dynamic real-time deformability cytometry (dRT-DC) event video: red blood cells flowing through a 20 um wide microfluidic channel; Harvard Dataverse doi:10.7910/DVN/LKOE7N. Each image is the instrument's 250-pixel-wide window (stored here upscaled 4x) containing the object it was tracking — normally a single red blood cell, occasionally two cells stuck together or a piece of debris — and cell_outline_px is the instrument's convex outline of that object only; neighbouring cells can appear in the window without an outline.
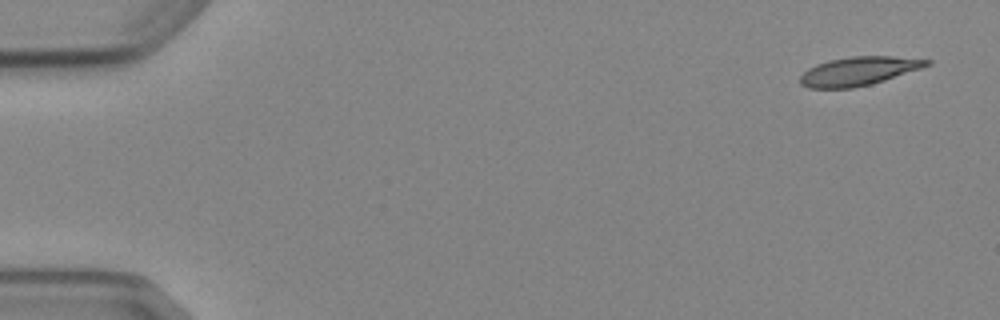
{"species": "Egyptian fruit bat (a non-hibernating species)", "species_latin": "Rousettus aegyptiacus", "temperature_condition": "cold", "stored_images_in_passage": 4, "camera_frame_rate_fps": 3000, "um_per_image_px": 0.085, "animal": {"sex": "female"}, "frame": {"image": 1, "passage_image": 1, "time_ms": 0.0, "image_size_px": [1000, 320], "cell_outline_px": [[932, 64], [872, 84], [852, 88], [808, 88], [800, 84], [800, 76], [808, 68], [816, 64], [828, 60], [852, 56], [892, 56], [932, 60]], "centroid_in_image_um": [72.96, 6.04], "position_along_channel_um": 12.0, "area_um2": 21.1}}
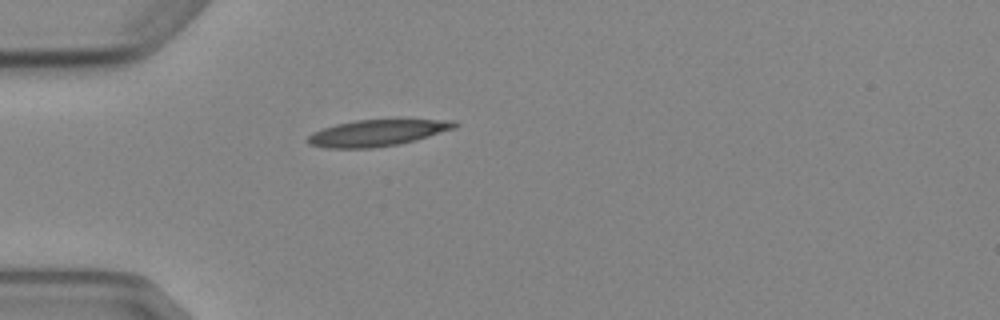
{"frame": {"image": 2, "passage_image": 4, "time_ms": 4.333, "image_size_px": [1000, 320], "cell_outline_px": [[460, 124], [456, 128], [416, 140], [400, 144], [372, 148], [324, 148], [308, 144], [304, 140], [312, 132], [336, 124], [356, 120], [452, 120]], "centroid_in_image_um": [32.03, 11.31], "position_along_channel_um": 53.0, "area_um2": 22.66}}